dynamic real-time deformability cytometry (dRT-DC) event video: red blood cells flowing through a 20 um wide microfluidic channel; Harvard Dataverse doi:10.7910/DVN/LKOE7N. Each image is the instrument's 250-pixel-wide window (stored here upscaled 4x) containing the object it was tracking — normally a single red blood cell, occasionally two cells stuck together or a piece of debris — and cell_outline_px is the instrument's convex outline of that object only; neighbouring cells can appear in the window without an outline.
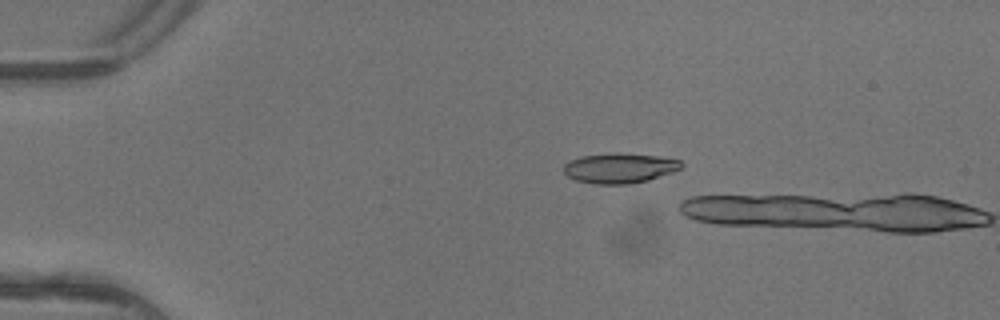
{"species": "common noctule bat (a hibernating species)", "species_latin": "Nyctalus noctula", "temperature_condition": "warm", "stored_images_in_passage": 2, "camera_frame_rate_fps": 3000, "um_per_image_px": 0.085, "animal": {"sex": "female"}, "frame": {"image": 1, "passage_image": 1, "time_ms": 0.0, "image_size_px": [1000, 320], "cell_outline_px": [[684, 164], [680, 168], [672, 172], [648, 180], [628, 184], [596, 184], [576, 180], [568, 176], [564, 172], [564, 164], [568, 160], [580, 156], [616, 152], [620, 152], [660, 156], [680, 160]], "centroid_in_image_um": [52.65, 14.27], "position_along_channel_um": 32.3, "area_um2": 20.75}}